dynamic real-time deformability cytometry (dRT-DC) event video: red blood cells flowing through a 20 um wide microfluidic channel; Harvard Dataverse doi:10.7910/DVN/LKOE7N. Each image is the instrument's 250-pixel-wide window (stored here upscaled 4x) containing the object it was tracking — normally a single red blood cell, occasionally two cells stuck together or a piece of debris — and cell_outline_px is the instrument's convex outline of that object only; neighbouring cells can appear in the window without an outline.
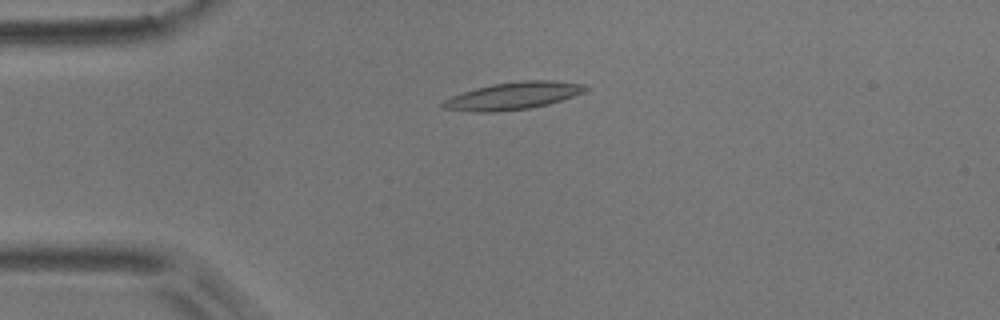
{"species": "common noctule bat (a hibernating species)", "species_latin": "Nyctalus noctula", "temperature_condition": "room temperature", "stored_images_in_passage": 4, "camera_frame_rate_fps": 3000, "um_per_image_px": 0.085, "animal": {"sex": "male", "body_mass_g": 17.9}, "frame": {"image": 1, "passage_image": 3, "time_ms": 0.667, "image_size_px": [1000, 320], "cell_outline_px": [[588, 88], [584, 92], [548, 104], [532, 108], [496, 112], [472, 112], [440, 108], [440, 104], [444, 100], [452, 96], [476, 88], [492, 84], [524, 80], [552, 80], [584, 84]], "centroid_in_image_um": [43.58, 8.15], "position_along_channel_um": 41.4, "area_um2": 22.72}}